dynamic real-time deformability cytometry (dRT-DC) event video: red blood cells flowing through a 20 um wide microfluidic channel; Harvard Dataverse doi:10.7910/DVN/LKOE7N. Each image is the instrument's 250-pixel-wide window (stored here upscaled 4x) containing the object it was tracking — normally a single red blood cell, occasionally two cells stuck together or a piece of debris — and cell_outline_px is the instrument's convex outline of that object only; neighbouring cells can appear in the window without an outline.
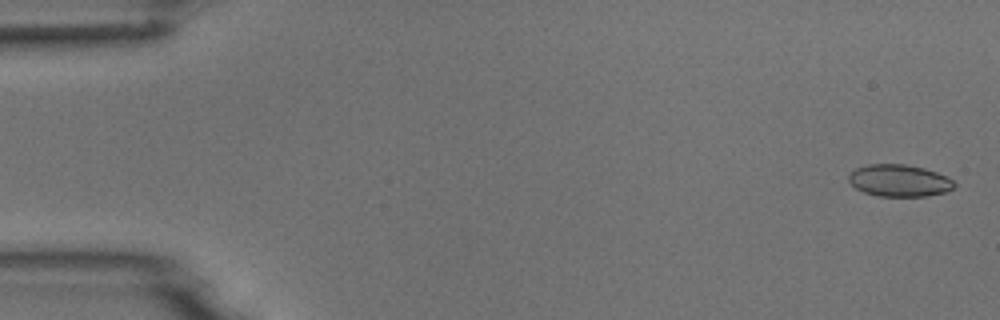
{"species": "common noctule bat (a hibernating species)", "species_latin": "Nyctalus noctula", "temperature_condition": "room temperature", "stored_images_in_passage": 4, "camera_frame_rate_fps": 3000, "um_per_image_px": 0.085, "animal": {"sex": "male", "body_mass_g": 18.8}, "frame": {"image": 1, "passage_image": 1, "time_ms": 0.0, "image_size_px": [1000, 320], "cell_outline_px": [[956, 184], [952, 188], [944, 192], [924, 196], [880, 196], [864, 192], [856, 188], [848, 180], [848, 176], [856, 168], [868, 164], [904, 164], [924, 168], [936, 172], [952, 180]], "centroid_in_image_um": [76.41, 15.34], "position_along_channel_um": 8.6, "area_um2": 19.42}}
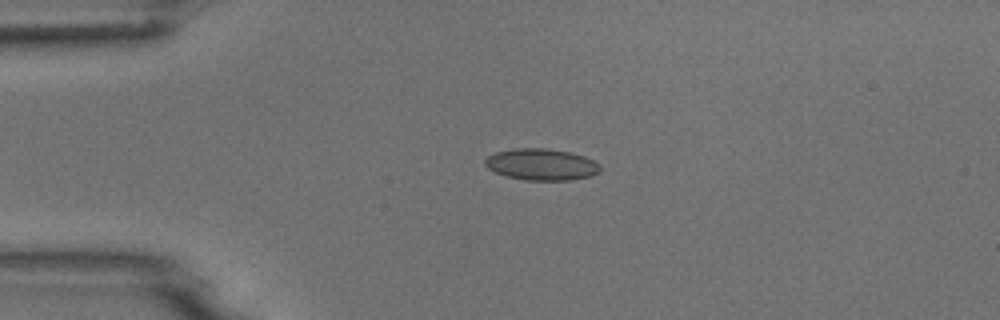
{"frame": {"image": 2, "passage_image": 4, "time_ms": 3.667, "image_size_px": [1000, 320], "cell_outline_px": [[600, 172], [588, 176], [568, 180], [524, 180], [504, 176], [488, 168], [484, 164], [484, 160], [488, 156], [496, 152], [512, 148], [544, 148], [568, 152], [584, 156], [600, 164]], "centroid_in_image_um": [45.98, 13.98], "position_along_channel_um": 39.0, "area_um2": 21.1}}